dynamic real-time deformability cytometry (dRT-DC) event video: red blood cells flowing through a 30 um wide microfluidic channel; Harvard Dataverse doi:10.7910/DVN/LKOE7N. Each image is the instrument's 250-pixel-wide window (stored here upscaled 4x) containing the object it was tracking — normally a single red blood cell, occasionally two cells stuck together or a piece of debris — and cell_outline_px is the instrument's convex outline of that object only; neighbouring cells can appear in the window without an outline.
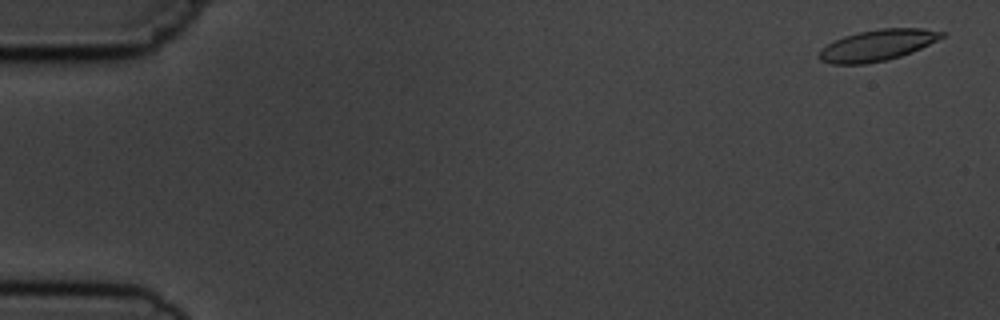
{"species": "common noctule bat (a hibernating species)", "species_latin": "Nyctalus noctula", "temperature_condition": "cold", "stored_images_in_passage": 10, "camera_frame_rate_fps": 3000, "um_per_image_px": 0.085, "animal": {"sex": "male", "body_mass_g": 19.5, "forearm_length_mm": 54.6}, "frame": {"image": 1, "passage_image": 1, "time_ms": 0.0, "image_size_px": [1000, 320], "cell_outline_px": [[948, 32], [944, 36], [912, 52], [900, 56], [884, 60], [864, 64], [832, 64], [820, 60], [816, 56], [828, 44], [844, 36], [860, 32], [880, 28], [924, 28]], "centroid_in_image_um": [74.59, 3.84], "position_along_channel_um": 10.4, "area_um2": 22.02}}
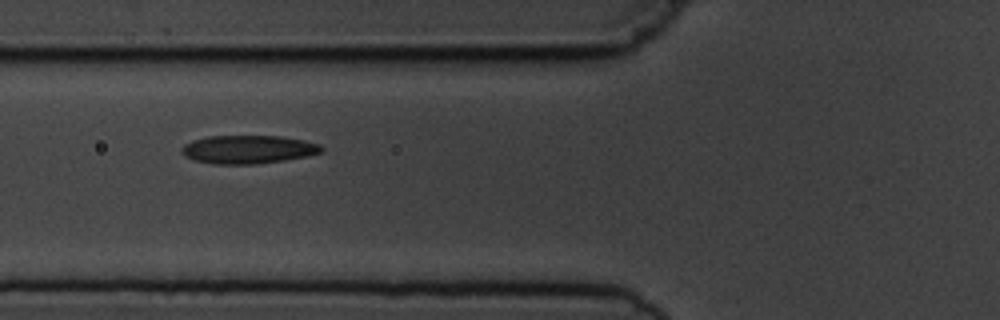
{"frame": {"image": 2, "passage_image": 6, "time_ms": 6.333, "image_size_px": [1000, 320], "cell_outline_px": [[324, 152], [308, 156], [284, 160], [252, 164], [212, 164], [192, 160], [184, 156], [180, 152], [180, 148], [184, 144], [192, 140], [208, 136], [280, 136], [304, 140], [320, 144], [324, 148]], "centroid_in_image_um": [21.07, 12.7], "position_along_channel_um": 104.7, "area_um2": 23.35}}
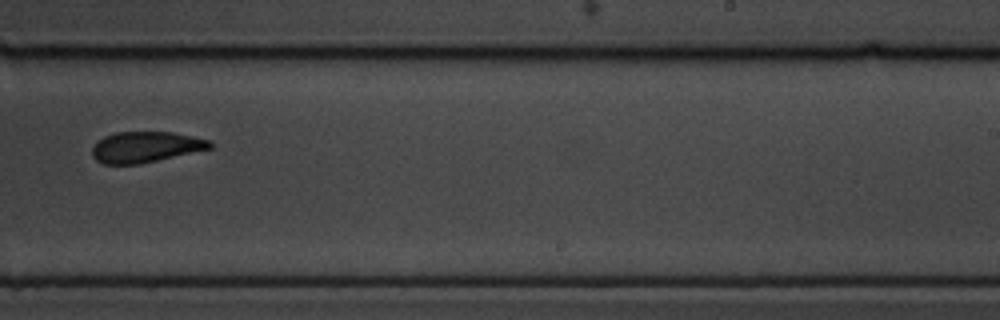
{"frame": {"image": 3, "passage_image": 10, "time_ms": 11.0, "image_size_px": [1000, 320], "cell_outline_px": [[212, 148], [140, 164], [104, 164], [96, 160], [92, 156], [92, 148], [104, 136], [116, 132], [172, 132], [192, 136], [208, 140], [212, 144]], "centroid_in_image_um": [12.36, 12.5], "position_along_channel_um": 276.6, "area_um2": 20.98}}